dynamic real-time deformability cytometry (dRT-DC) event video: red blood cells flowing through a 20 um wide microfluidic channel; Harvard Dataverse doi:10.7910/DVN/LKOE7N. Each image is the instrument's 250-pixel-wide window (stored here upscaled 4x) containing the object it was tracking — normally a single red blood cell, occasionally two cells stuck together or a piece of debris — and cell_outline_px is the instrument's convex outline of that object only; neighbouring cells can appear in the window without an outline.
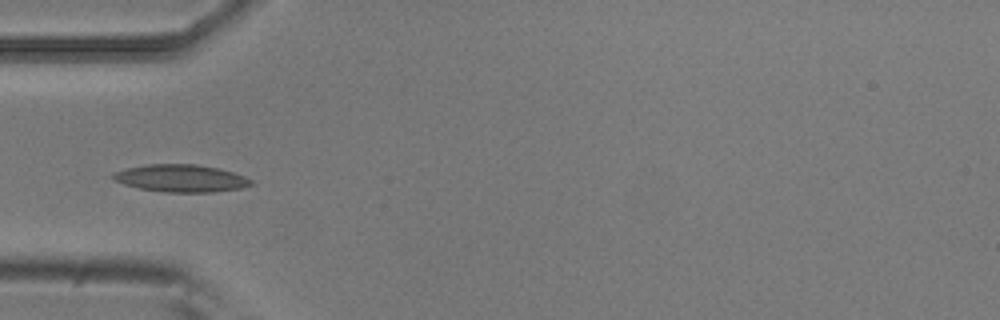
{"species": "common noctule bat (a hibernating species)", "species_latin": "Nyctalus noctula", "temperature_condition": "room temperature", "stored_images_in_passage": 8, "camera_frame_rate_fps": 3000, "um_per_image_px": 0.085, "animal": {"sex": "male", "body_mass_g": 20.5, "forearm_length_mm": 52.5}, "frame": {"image": 1, "passage_image": 4, "time_ms": 1.0, "image_size_px": [1000, 320], "cell_outline_px": [[256, 184], [240, 188], [212, 192], [164, 192], [140, 188], [124, 184], [116, 180], [112, 176], [112, 172], [128, 168], [148, 164], [196, 164], [216, 168], [232, 172], [244, 176], [252, 180]], "centroid_in_image_um": [15.4, 15.15], "position_along_channel_um": 69.6, "area_um2": 21.85}}
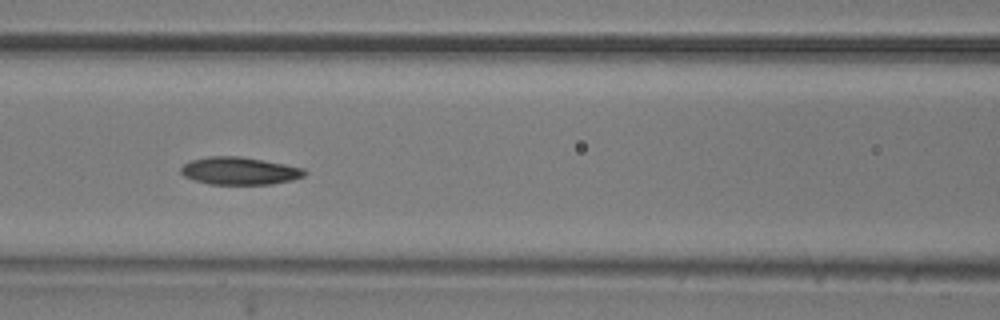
{"frame": {"image": 2, "passage_image": 6, "time_ms": 1.667, "image_size_px": [1000, 320], "cell_outline_px": [[308, 172], [304, 176], [292, 180], [272, 184], [208, 184], [184, 176], [180, 172], [180, 168], [184, 164], [192, 160], [208, 156], [240, 156], [284, 164], [304, 168]], "centroid_in_image_um": [20.37, 14.52], "position_along_channel_um": 146.2, "area_um2": 19.83}}
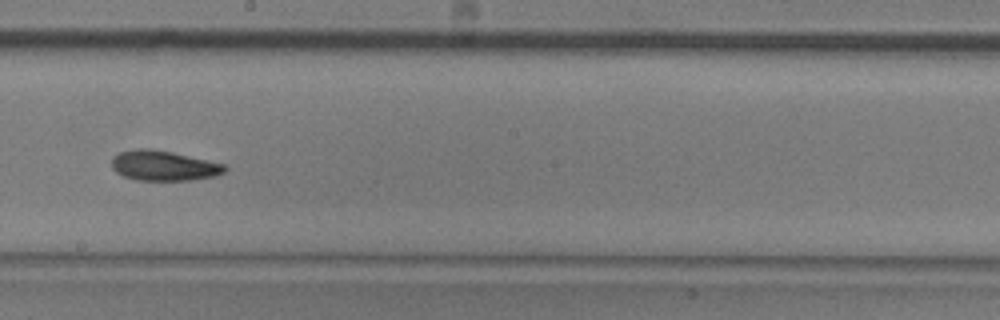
{"frame": {"image": 3, "passage_image": 8, "time_ms": 2.333, "image_size_px": [1000, 320], "cell_outline_px": [[228, 168], [224, 172], [216, 176], [192, 180], [136, 180], [124, 176], [116, 172], [112, 168], [112, 156], [120, 152], [136, 148], [152, 148], [172, 152], [224, 164]], "centroid_in_image_um": [13.9, 14.08], "position_along_channel_um": 234.3, "area_um2": 19.88}}